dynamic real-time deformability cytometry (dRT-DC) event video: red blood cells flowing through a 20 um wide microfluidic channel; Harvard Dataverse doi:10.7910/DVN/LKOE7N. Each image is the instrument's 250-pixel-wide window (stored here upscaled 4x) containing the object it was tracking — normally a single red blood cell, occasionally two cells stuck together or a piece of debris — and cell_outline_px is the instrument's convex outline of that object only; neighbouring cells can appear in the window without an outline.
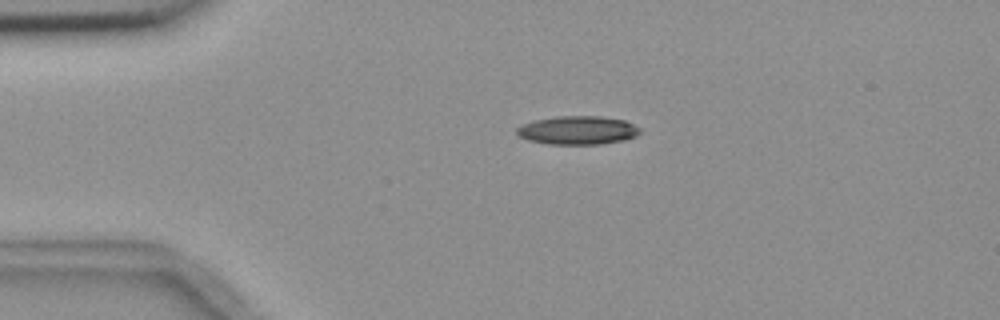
{"species": "common noctule bat (a hibernating species)", "species_latin": "Nyctalus noctula", "temperature_condition": "room temperature", "stored_images_in_passage": 3, "camera_frame_rate_fps": 3000, "um_per_image_px": 0.085, "animal": {"sex": "female", "body_mass_g": 18.4}, "frame": {"image": 1, "passage_image": 2, "time_ms": 2.0, "image_size_px": [1000, 320], "cell_outline_px": [[640, 132], [636, 136], [624, 140], [600, 144], [548, 144], [528, 140], [516, 136], [516, 128], [532, 120], [556, 116], [600, 116], [624, 120], [640, 128]], "centroid_in_image_um": [49.06, 11.07], "position_along_channel_um": 35.9, "area_um2": 20.58}}